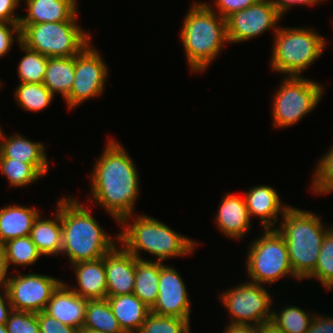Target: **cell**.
<instances>
[{
	"label": "cell",
	"instance_id": "obj_1",
	"mask_svg": "<svg viewBox=\"0 0 333 333\" xmlns=\"http://www.w3.org/2000/svg\"><path fill=\"white\" fill-rule=\"evenodd\" d=\"M107 140L90 173L88 201L100 205L118 224L125 216L135 214L139 172L125 147L111 137Z\"/></svg>",
	"mask_w": 333,
	"mask_h": 333
},
{
	"label": "cell",
	"instance_id": "obj_2",
	"mask_svg": "<svg viewBox=\"0 0 333 333\" xmlns=\"http://www.w3.org/2000/svg\"><path fill=\"white\" fill-rule=\"evenodd\" d=\"M118 225H121L118 244L140 260H147L141 256V252H147L156 258L154 261L164 263L167 259L192 255L200 245L146 214L125 216Z\"/></svg>",
	"mask_w": 333,
	"mask_h": 333
},
{
	"label": "cell",
	"instance_id": "obj_3",
	"mask_svg": "<svg viewBox=\"0 0 333 333\" xmlns=\"http://www.w3.org/2000/svg\"><path fill=\"white\" fill-rule=\"evenodd\" d=\"M77 198H61L62 251L70 265L102 258L119 241L111 237ZM117 238V239H116ZM116 239V240H115Z\"/></svg>",
	"mask_w": 333,
	"mask_h": 333
},
{
	"label": "cell",
	"instance_id": "obj_4",
	"mask_svg": "<svg viewBox=\"0 0 333 333\" xmlns=\"http://www.w3.org/2000/svg\"><path fill=\"white\" fill-rule=\"evenodd\" d=\"M180 37L189 71L203 73L229 44L226 19L204 2H193L182 21Z\"/></svg>",
	"mask_w": 333,
	"mask_h": 333
},
{
	"label": "cell",
	"instance_id": "obj_5",
	"mask_svg": "<svg viewBox=\"0 0 333 333\" xmlns=\"http://www.w3.org/2000/svg\"><path fill=\"white\" fill-rule=\"evenodd\" d=\"M280 225V226H279ZM277 226L284 237L295 276L301 281L314 271L326 232L333 226L309 210L289 206Z\"/></svg>",
	"mask_w": 333,
	"mask_h": 333
},
{
	"label": "cell",
	"instance_id": "obj_6",
	"mask_svg": "<svg viewBox=\"0 0 333 333\" xmlns=\"http://www.w3.org/2000/svg\"><path fill=\"white\" fill-rule=\"evenodd\" d=\"M281 26L273 34L271 70L285 76L302 77L324 53L327 40L316 29Z\"/></svg>",
	"mask_w": 333,
	"mask_h": 333
},
{
	"label": "cell",
	"instance_id": "obj_7",
	"mask_svg": "<svg viewBox=\"0 0 333 333\" xmlns=\"http://www.w3.org/2000/svg\"><path fill=\"white\" fill-rule=\"evenodd\" d=\"M248 246L245 266L250 282L272 285L285 276L300 281L293 272L287 243L277 229H264Z\"/></svg>",
	"mask_w": 333,
	"mask_h": 333
},
{
	"label": "cell",
	"instance_id": "obj_8",
	"mask_svg": "<svg viewBox=\"0 0 333 333\" xmlns=\"http://www.w3.org/2000/svg\"><path fill=\"white\" fill-rule=\"evenodd\" d=\"M78 24L53 22L19 25L20 42L48 58L76 56L92 41L91 33Z\"/></svg>",
	"mask_w": 333,
	"mask_h": 333
},
{
	"label": "cell",
	"instance_id": "obj_9",
	"mask_svg": "<svg viewBox=\"0 0 333 333\" xmlns=\"http://www.w3.org/2000/svg\"><path fill=\"white\" fill-rule=\"evenodd\" d=\"M275 90L271 115L274 128L294 126L319 104L324 84L305 77L285 76Z\"/></svg>",
	"mask_w": 333,
	"mask_h": 333
},
{
	"label": "cell",
	"instance_id": "obj_10",
	"mask_svg": "<svg viewBox=\"0 0 333 333\" xmlns=\"http://www.w3.org/2000/svg\"><path fill=\"white\" fill-rule=\"evenodd\" d=\"M265 285L245 281L221 291L219 299L231 324L261 325L272 319L273 295Z\"/></svg>",
	"mask_w": 333,
	"mask_h": 333
},
{
	"label": "cell",
	"instance_id": "obj_11",
	"mask_svg": "<svg viewBox=\"0 0 333 333\" xmlns=\"http://www.w3.org/2000/svg\"><path fill=\"white\" fill-rule=\"evenodd\" d=\"M89 43L75 56V72L72 89L65 100L69 110L89 99L102 96L108 79V65L100 51Z\"/></svg>",
	"mask_w": 333,
	"mask_h": 333
},
{
	"label": "cell",
	"instance_id": "obj_12",
	"mask_svg": "<svg viewBox=\"0 0 333 333\" xmlns=\"http://www.w3.org/2000/svg\"><path fill=\"white\" fill-rule=\"evenodd\" d=\"M62 279L52 276L25 273L8 277L6 291L12 310L39 313L45 310L53 292Z\"/></svg>",
	"mask_w": 333,
	"mask_h": 333
},
{
	"label": "cell",
	"instance_id": "obj_13",
	"mask_svg": "<svg viewBox=\"0 0 333 333\" xmlns=\"http://www.w3.org/2000/svg\"><path fill=\"white\" fill-rule=\"evenodd\" d=\"M282 18L271 0H258L226 18L229 44L245 43L270 29L275 34L280 27L277 24Z\"/></svg>",
	"mask_w": 333,
	"mask_h": 333
},
{
	"label": "cell",
	"instance_id": "obj_14",
	"mask_svg": "<svg viewBox=\"0 0 333 333\" xmlns=\"http://www.w3.org/2000/svg\"><path fill=\"white\" fill-rule=\"evenodd\" d=\"M187 286L177 268L161 262L158 297L151 312L190 321L191 303Z\"/></svg>",
	"mask_w": 333,
	"mask_h": 333
},
{
	"label": "cell",
	"instance_id": "obj_15",
	"mask_svg": "<svg viewBox=\"0 0 333 333\" xmlns=\"http://www.w3.org/2000/svg\"><path fill=\"white\" fill-rule=\"evenodd\" d=\"M120 247V248H119ZM107 296L131 294L135 284V256L116 244L104 255Z\"/></svg>",
	"mask_w": 333,
	"mask_h": 333
},
{
	"label": "cell",
	"instance_id": "obj_16",
	"mask_svg": "<svg viewBox=\"0 0 333 333\" xmlns=\"http://www.w3.org/2000/svg\"><path fill=\"white\" fill-rule=\"evenodd\" d=\"M225 194L215 213V225L225 237L235 239L234 241L241 240L249 233L252 226L244 196L230 192Z\"/></svg>",
	"mask_w": 333,
	"mask_h": 333
},
{
	"label": "cell",
	"instance_id": "obj_17",
	"mask_svg": "<svg viewBox=\"0 0 333 333\" xmlns=\"http://www.w3.org/2000/svg\"><path fill=\"white\" fill-rule=\"evenodd\" d=\"M250 218L257 216L264 229H276L279 215L282 217L290 205H285L280 194L270 185L253 186L243 194ZM276 226V227H275Z\"/></svg>",
	"mask_w": 333,
	"mask_h": 333
},
{
	"label": "cell",
	"instance_id": "obj_18",
	"mask_svg": "<svg viewBox=\"0 0 333 333\" xmlns=\"http://www.w3.org/2000/svg\"><path fill=\"white\" fill-rule=\"evenodd\" d=\"M27 14L21 16L19 25L38 23L77 22V0H24Z\"/></svg>",
	"mask_w": 333,
	"mask_h": 333
},
{
	"label": "cell",
	"instance_id": "obj_19",
	"mask_svg": "<svg viewBox=\"0 0 333 333\" xmlns=\"http://www.w3.org/2000/svg\"><path fill=\"white\" fill-rule=\"evenodd\" d=\"M87 301L63 281L53 292L44 312L61 323L80 330L85 322Z\"/></svg>",
	"mask_w": 333,
	"mask_h": 333
},
{
	"label": "cell",
	"instance_id": "obj_20",
	"mask_svg": "<svg viewBox=\"0 0 333 333\" xmlns=\"http://www.w3.org/2000/svg\"><path fill=\"white\" fill-rule=\"evenodd\" d=\"M75 273L76 285L69 286L76 294L87 300H103L107 297L104 256L93 261H81L70 265Z\"/></svg>",
	"mask_w": 333,
	"mask_h": 333
},
{
	"label": "cell",
	"instance_id": "obj_21",
	"mask_svg": "<svg viewBox=\"0 0 333 333\" xmlns=\"http://www.w3.org/2000/svg\"><path fill=\"white\" fill-rule=\"evenodd\" d=\"M4 134L0 141V158L15 159L33 164L44 176L49 171L47 150L43 142L32 141L19 133Z\"/></svg>",
	"mask_w": 333,
	"mask_h": 333
},
{
	"label": "cell",
	"instance_id": "obj_22",
	"mask_svg": "<svg viewBox=\"0 0 333 333\" xmlns=\"http://www.w3.org/2000/svg\"><path fill=\"white\" fill-rule=\"evenodd\" d=\"M40 211L20 204L0 207V244L30 235Z\"/></svg>",
	"mask_w": 333,
	"mask_h": 333
},
{
	"label": "cell",
	"instance_id": "obj_23",
	"mask_svg": "<svg viewBox=\"0 0 333 333\" xmlns=\"http://www.w3.org/2000/svg\"><path fill=\"white\" fill-rule=\"evenodd\" d=\"M54 219L38 216L30 231V238L43 256H60L62 251L61 198L56 203Z\"/></svg>",
	"mask_w": 333,
	"mask_h": 333
},
{
	"label": "cell",
	"instance_id": "obj_24",
	"mask_svg": "<svg viewBox=\"0 0 333 333\" xmlns=\"http://www.w3.org/2000/svg\"><path fill=\"white\" fill-rule=\"evenodd\" d=\"M119 326L124 333H137L151 312L135 294L106 297Z\"/></svg>",
	"mask_w": 333,
	"mask_h": 333
},
{
	"label": "cell",
	"instance_id": "obj_25",
	"mask_svg": "<svg viewBox=\"0 0 333 333\" xmlns=\"http://www.w3.org/2000/svg\"><path fill=\"white\" fill-rule=\"evenodd\" d=\"M75 72V56L48 58L43 84L53 95L68 98L72 89Z\"/></svg>",
	"mask_w": 333,
	"mask_h": 333
},
{
	"label": "cell",
	"instance_id": "obj_26",
	"mask_svg": "<svg viewBox=\"0 0 333 333\" xmlns=\"http://www.w3.org/2000/svg\"><path fill=\"white\" fill-rule=\"evenodd\" d=\"M161 262L140 260L135 257V294L150 309L155 305L158 297V285Z\"/></svg>",
	"mask_w": 333,
	"mask_h": 333
},
{
	"label": "cell",
	"instance_id": "obj_27",
	"mask_svg": "<svg viewBox=\"0 0 333 333\" xmlns=\"http://www.w3.org/2000/svg\"><path fill=\"white\" fill-rule=\"evenodd\" d=\"M83 328L99 330L105 333H124L107 299L87 301Z\"/></svg>",
	"mask_w": 333,
	"mask_h": 333
},
{
	"label": "cell",
	"instance_id": "obj_28",
	"mask_svg": "<svg viewBox=\"0 0 333 333\" xmlns=\"http://www.w3.org/2000/svg\"><path fill=\"white\" fill-rule=\"evenodd\" d=\"M13 93L18 107L29 112L44 110L54 99L43 83H20Z\"/></svg>",
	"mask_w": 333,
	"mask_h": 333
},
{
	"label": "cell",
	"instance_id": "obj_29",
	"mask_svg": "<svg viewBox=\"0 0 333 333\" xmlns=\"http://www.w3.org/2000/svg\"><path fill=\"white\" fill-rule=\"evenodd\" d=\"M3 252L8 271L12 265L25 268L35 265L42 256L30 236L18 237L5 242Z\"/></svg>",
	"mask_w": 333,
	"mask_h": 333
},
{
	"label": "cell",
	"instance_id": "obj_30",
	"mask_svg": "<svg viewBox=\"0 0 333 333\" xmlns=\"http://www.w3.org/2000/svg\"><path fill=\"white\" fill-rule=\"evenodd\" d=\"M305 309L290 305L278 310H272V319L285 333H307L315 312H306Z\"/></svg>",
	"mask_w": 333,
	"mask_h": 333
},
{
	"label": "cell",
	"instance_id": "obj_31",
	"mask_svg": "<svg viewBox=\"0 0 333 333\" xmlns=\"http://www.w3.org/2000/svg\"><path fill=\"white\" fill-rule=\"evenodd\" d=\"M0 171L15 188L28 187L44 176L33 164L9 158H0Z\"/></svg>",
	"mask_w": 333,
	"mask_h": 333
},
{
	"label": "cell",
	"instance_id": "obj_32",
	"mask_svg": "<svg viewBox=\"0 0 333 333\" xmlns=\"http://www.w3.org/2000/svg\"><path fill=\"white\" fill-rule=\"evenodd\" d=\"M25 56L21 58L17 67L20 83H43L48 57L38 51L29 49L21 42L18 43Z\"/></svg>",
	"mask_w": 333,
	"mask_h": 333
},
{
	"label": "cell",
	"instance_id": "obj_33",
	"mask_svg": "<svg viewBox=\"0 0 333 333\" xmlns=\"http://www.w3.org/2000/svg\"><path fill=\"white\" fill-rule=\"evenodd\" d=\"M317 279L323 289H333V226L326 232L315 271L307 278Z\"/></svg>",
	"mask_w": 333,
	"mask_h": 333
},
{
	"label": "cell",
	"instance_id": "obj_34",
	"mask_svg": "<svg viewBox=\"0 0 333 333\" xmlns=\"http://www.w3.org/2000/svg\"><path fill=\"white\" fill-rule=\"evenodd\" d=\"M190 321L150 312L137 333H190Z\"/></svg>",
	"mask_w": 333,
	"mask_h": 333
},
{
	"label": "cell",
	"instance_id": "obj_35",
	"mask_svg": "<svg viewBox=\"0 0 333 333\" xmlns=\"http://www.w3.org/2000/svg\"><path fill=\"white\" fill-rule=\"evenodd\" d=\"M311 180L313 194L321 196L333 192V145L316 163Z\"/></svg>",
	"mask_w": 333,
	"mask_h": 333
},
{
	"label": "cell",
	"instance_id": "obj_36",
	"mask_svg": "<svg viewBox=\"0 0 333 333\" xmlns=\"http://www.w3.org/2000/svg\"><path fill=\"white\" fill-rule=\"evenodd\" d=\"M5 326L8 333H40L38 313L12 310Z\"/></svg>",
	"mask_w": 333,
	"mask_h": 333
},
{
	"label": "cell",
	"instance_id": "obj_37",
	"mask_svg": "<svg viewBox=\"0 0 333 333\" xmlns=\"http://www.w3.org/2000/svg\"><path fill=\"white\" fill-rule=\"evenodd\" d=\"M213 4H209L208 2L204 3L212 9L214 12L218 13L221 17L227 18L232 13L243 10L253 4H255L258 0H213Z\"/></svg>",
	"mask_w": 333,
	"mask_h": 333
},
{
	"label": "cell",
	"instance_id": "obj_38",
	"mask_svg": "<svg viewBox=\"0 0 333 333\" xmlns=\"http://www.w3.org/2000/svg\"><path fill=\"white\" fill-rule=\"evenodd\" d=\"M15 39L20 42L19 24L0 22V59L11 50Z\"/></svg>",
	"mask_w": 333,
	"mask_h": 333
},
{
	"label": "cell",
	"instance_id": "obj_39",
	"mask_svg": "<svg viewBox=\"0 0 333 333\" xmlns=\"http://www.w3.org/2000/svg\"><path fill=\"white\" fill-rule=\"evenodd\" d=\"M40 333H77L78 329L61 323L44 311L38 313Z\"/></svg>",
	"mask_w": 333,
	"mask_h": 333
},
{
	"label": "cell",
	"instance_id": "obj_40",
	"mask_svg": "<svg viewBox=\"0 0 333 333\" xmlns=\"http://www.w3.org/2000/svg\"><path fill=\"white\" fill-rule=\"evenodd\" d=\"M21 1L19 0H0V22L19 24L22 15H17Z\"/></svg>",
	"mask_w": 333,
	"mask_h": 333
},
{
	"label": "cell",
	"instance_id": "obj_41",
	"mask_svg": "<svg viewBox=\"0 0 333 333\" xmlns=\"http://www.w3.org/2000/svg\"><path fill=\"white\" fill-rule=\"evenodd\" d=\"M323 315L315 314L307 333H333V316Z\"/></svg>",
	"mask_w": 333,
	"mask_h": 333
},
{
	"label": "cell",
	"instance_id": "obj_42",
	"mask_svg": "<svg viewBox=\"0 0 333 333\" xmlns=\"http://www.w3.org/2000/svg\"><path fill=\"white\" fill-rule=\"evenodd\" d=\"M322 2H324V0H271V3L283 17L292 7L298 6V4L299 6H316Z\"/></svg>",
	"mask_w": 333,
	"mask_h": 333
},
{
	"label": "cell",
	"instance_id": "obj_43",
	"mask_svg": "<svg viewBox=\"0 0 333 333\" xmlns=\"http://www.w3.org/2000/svg\"><path fill=\"white\" fill-rule=\"evenodd\" d=\"M11 311L12 307L6 288L2 289V291L0 289V324H5L7 322Z\"/></svg>",
	"mask_w": 333,
	"mask_h": 333
},
{
	"label": "cell",
	"instance_id": "obj_44",
	"mask_svg": "<svg viewBox=\"0 0 333 333\" xmlns=\"http://www.w3.org/2000/svg\"><path fill=\"white\" fill-rule=\"evenodd\" d=\"M223 333H258V326L228 323Z\"/></svg>",
	"mask_w": 333,
	"mask_h": 333
},
{
	"label": "cell",
	"instance_id": "obj_45",
	"mask_svg": "<svg viewBox=\"0 0 333 333\" xmlns=\"http://www.w3.org/2000/svg\"><path fill=\"white\" fill-rule=\"evenodd\" d=\"M11 273L8 271L3 252V245L0 244V289L6 288L8 277Z\"/></svg>",
	"mask_w": 333,
	"mask_h": 333
},
{
	"label": "cell",
	"instance_id": "obj_46",
	"mask_svg": "<svg viewBox=\"0 0 333 333\" xmlns=\"http://www.w3.org/2000/svg\"><path fill=\"white\" fill-rule=\"evenodd\" d=\"M258 333H285L271 320L258 326Z\"/></svg>",
	"mask_w": 333,
	"mask_h": 333
},
{
	"label": "cell",
	"instance_id": "obj_47",
	"mask_svg": "<svg viewBox=\"0 0 333 333\" xmlns=\"http://www.w3.org/2000/svg\"><path fill=\"white\" fill-rule=\"evenodd\" d=\"M77 333H105V332L82 327L80 330H78Z\"/></svg>",
	"mask_w": 333,
	"mask_h": 333
},
{
	"label": "cell",
	"instance_id": "obj_48",
	"mask_svg": "<svg viewBox=\"0 0 333 333\" xmlns=\"http://www.w3.org/2000/svg\"><path fill=\"white\" fill-rule=\"evenodd\" d=\"M0 333H8L5 324H0Z\"/></svg>",
	"mask_w": 333,
	"mask_h": 333
},
{
	"label": "cell",
	"instance_id": "obj_49",
	"mask_svg": "<svg viewBox=\"0 0 333 333\" xmlns=\"http://www.w3.org/2000/svg\"><path fill=\"white\" fill-rule=\"evenodd\" d=\"M4 130L2 129L1 125H0V141L1 139L4 137Z\"/></svg>",
	"mask_w": 333,
	"mask_h": 333
}]
</instances>
